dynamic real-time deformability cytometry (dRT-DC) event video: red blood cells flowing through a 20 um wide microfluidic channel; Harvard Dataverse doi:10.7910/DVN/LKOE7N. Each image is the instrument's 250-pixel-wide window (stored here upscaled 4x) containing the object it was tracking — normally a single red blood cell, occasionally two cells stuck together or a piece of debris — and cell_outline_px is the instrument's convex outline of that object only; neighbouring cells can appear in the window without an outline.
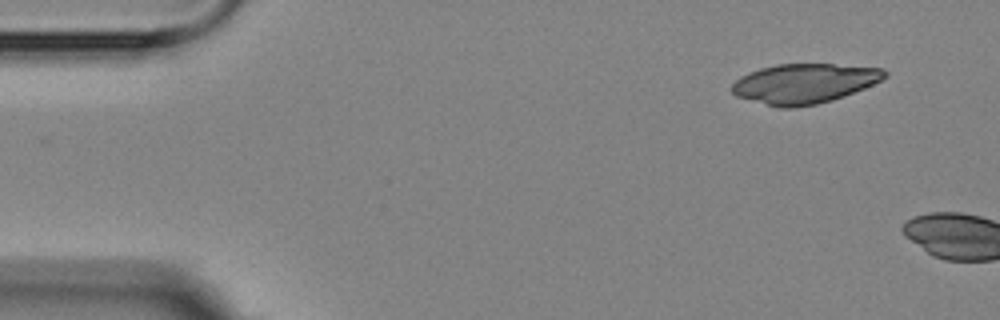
{"species": "Egyptian fruit bat (a non-hibernating species)", "species_latin": "Rousettus aegyptiacus", "temperature_condition": "room temperature", "stored_images_in_passage": 2, "camera_frame_rate_fps": 3000, "um_per_image_px": 0.085, "animal": {"sex": "female"}, "frame": {"image": 1, "passage_image": 1, "time_ms": 0.0, "image_size_px": [1000, 320], "cell_outline_px": [[888, 76], [864, 88], [844, 96], [832, 100], [816, 104], [796, 108], [780, 108], [736, 96], [732, 92], [732, 84], [740, 76], [748, 72], [760, 68], [776, 64], [832, 64], [884, 68], [888, 72]], "centroid_in_image_um": [68.36, 7.09], "position_along_channel_um": 16.6, "area_um2": 35.43}}